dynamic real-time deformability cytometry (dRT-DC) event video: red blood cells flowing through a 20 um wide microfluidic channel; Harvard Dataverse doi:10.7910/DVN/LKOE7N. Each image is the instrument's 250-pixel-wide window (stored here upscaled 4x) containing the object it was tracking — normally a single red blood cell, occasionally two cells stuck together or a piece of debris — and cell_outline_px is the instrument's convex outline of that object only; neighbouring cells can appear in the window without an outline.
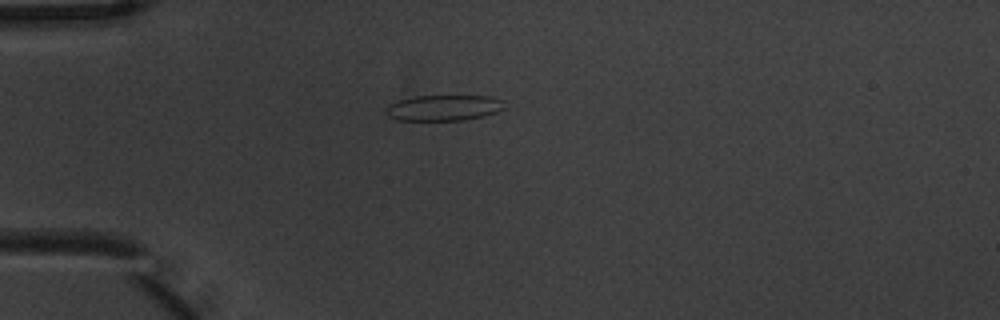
{"species": "common noctule bat (a hibernating species)", "species_latin": "Nyctalus noctula", "temperature_condition": "warm", "stored_images_in_passage": 3, "camera_frame_rate_fps": 3000, "um_per_image_px": 0.085, "animal": {"sex": "male", "body_mass_g": 20.1, "forearm_length_mm": 53.5}, "frame": {"image": 1, "passage_image": 1, "time_ms": 0.0, "image_size_px": [1000, 320], "cell_outline_px": [[508, 108], [484, 116], [464, 120], [396, 120], [388, 116], [384, 112], [384, 108], [388, 104], [396, 100], [416, 96], [488, 96], [504, 100]], "centroid_in_image_um": [37.71, 9.16], "position_along_channel_um": 47.3, "area_um2": 18.15}}